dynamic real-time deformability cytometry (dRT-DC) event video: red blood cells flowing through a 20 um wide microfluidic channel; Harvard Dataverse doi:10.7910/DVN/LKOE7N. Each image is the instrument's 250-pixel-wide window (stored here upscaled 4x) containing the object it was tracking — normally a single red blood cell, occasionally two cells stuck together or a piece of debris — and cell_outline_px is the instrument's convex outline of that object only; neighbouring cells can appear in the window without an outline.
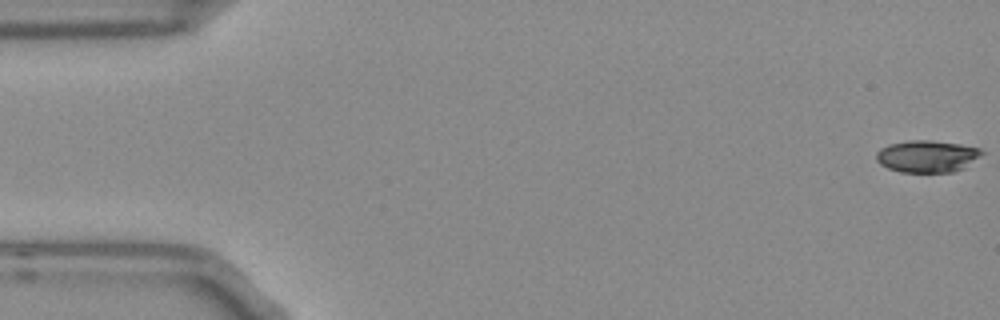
{"species": "Egyptian fruit bat (a non-hibernating species)", "species_latin": "Rousettus aegyptiacus", "temperature_condition": "room temperature", "stored_images_in_passage": 10, "camera_frame_rate_fps": 3000, "um_per_image_px": 0.085, "frame": {"image": 1, "passage_image": 1, "time_ms": 0.0, "image_size_px": [1000, 320], "cell_outline_px": [[984, 152], [964, 168], [952, 172], [900, 172], [888, 168], [880, 164], [876, 160], [876, 152], [880, 148], [888, 144], [908, 140], [928, 140], [960, 144], [980, 148]], "centroid_in_image_um": [78.77, 13.28], "position_along_channel_um": 6.2, "area_um2": 19.71}}